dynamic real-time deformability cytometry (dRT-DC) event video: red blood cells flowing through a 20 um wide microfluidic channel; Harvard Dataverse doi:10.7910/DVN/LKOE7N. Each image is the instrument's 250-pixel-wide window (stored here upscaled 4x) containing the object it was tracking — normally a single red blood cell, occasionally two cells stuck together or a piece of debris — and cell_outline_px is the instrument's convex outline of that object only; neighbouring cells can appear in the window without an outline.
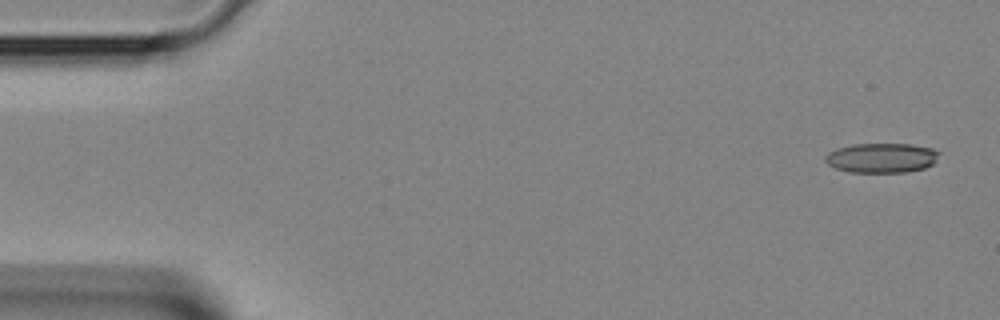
{"species": "Egyptian fruit bat (a non-hibernating species)", "species_latin": "Rousettus aegyptiacus", "temperature_condition": "room temperature", "stored_images_in_passage": 4, "camera_frame_rate_fps": 3000, "um_per_image_px": 0.085, "animal": {"sex": "female"}, "frame": {"image": 1, "passage_image": 1, "time_ms": 0.0, "image_size_px": [1000, 320], "cell_outline_px": [[940, 152], [936, 160], [932, 164], [924, 168], [908, 172], [848, 172], [836, 168], [828, 164], [824, 160], [824, 156], [828, 152], [836, 148], [852, 144], [912, 144], [932, 148]], "centroid_in_image_um": [74.91, 13.41], "position_along_channel_um": 10.1, "area_um2": 19.83}}
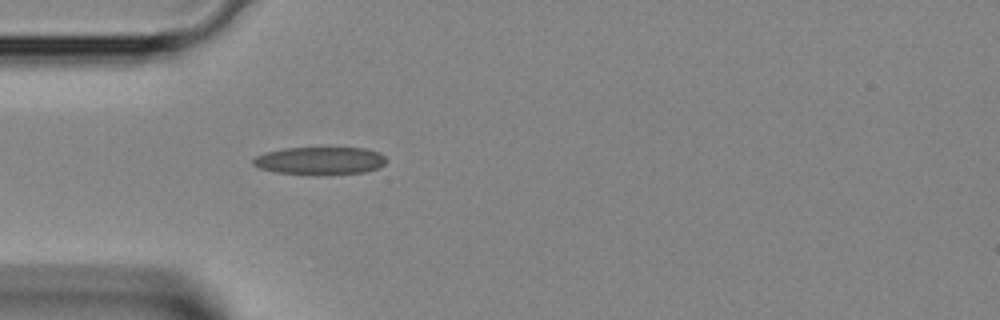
{"frame": {"image": 2, "passage_image": 4, "time_ms": 1.0, "image_size_px": [1000, 320], "cell_outline_px": [[384, 164], [376, 168], [364, 172], [312, 176], [276, 172], [260, 168], [252, 164], [252, 160], [256, 156], [264, 152], [284, 148], [364, 148], [380, 152], [384, 156]], "centroid_in_image_um": [27.15, 13.67], "position_along_channel_um": 57.9, "area_um2": 21.73}}